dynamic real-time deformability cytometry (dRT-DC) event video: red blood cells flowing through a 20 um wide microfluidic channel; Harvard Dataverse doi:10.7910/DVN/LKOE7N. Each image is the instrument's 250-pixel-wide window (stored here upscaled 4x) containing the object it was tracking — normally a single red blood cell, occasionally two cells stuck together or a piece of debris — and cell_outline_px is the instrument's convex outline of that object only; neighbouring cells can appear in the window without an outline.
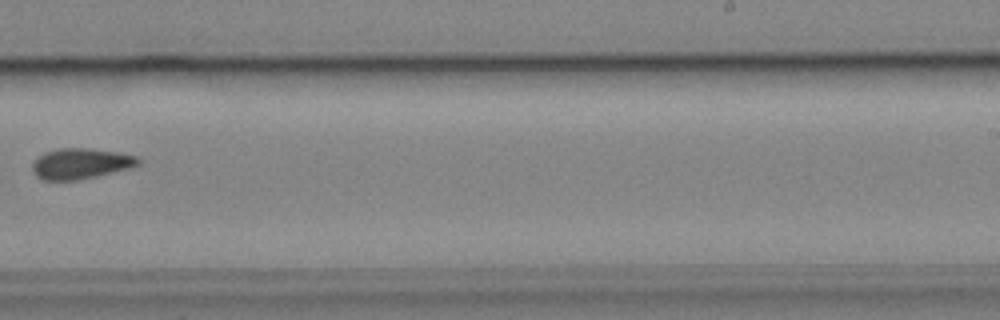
{"species": "common noctule bat (a hibernating species)", "species_latin": "Nyctalus noctula", "temperature_condition": "cold", "stored_images_in_passage": 10, "camera_frame_rate_fps": 3000, "um_per_image_px": 0.085, "animal": {"sex": "male", "body_mass_g": 19.2, "forearm_length_mm": 51.8}, "frame": {"image": 1, "passage_image": 10, "time_ms": 10.667, "image_size_px": [1000, 320], "cell_outline_px": [[140, 164], [128, 168], [96, 176], [76, 180], [44, 180], [36, 176], [32, 172], [32, 164], [44, 152], [60, 148], [88, 148], [120, 152], [136, 156], [140, 160]], "centroid_in_image_um": [6.85, 13.9], "position_along_channel_um": 282.2, "area_um2": 18.79}}